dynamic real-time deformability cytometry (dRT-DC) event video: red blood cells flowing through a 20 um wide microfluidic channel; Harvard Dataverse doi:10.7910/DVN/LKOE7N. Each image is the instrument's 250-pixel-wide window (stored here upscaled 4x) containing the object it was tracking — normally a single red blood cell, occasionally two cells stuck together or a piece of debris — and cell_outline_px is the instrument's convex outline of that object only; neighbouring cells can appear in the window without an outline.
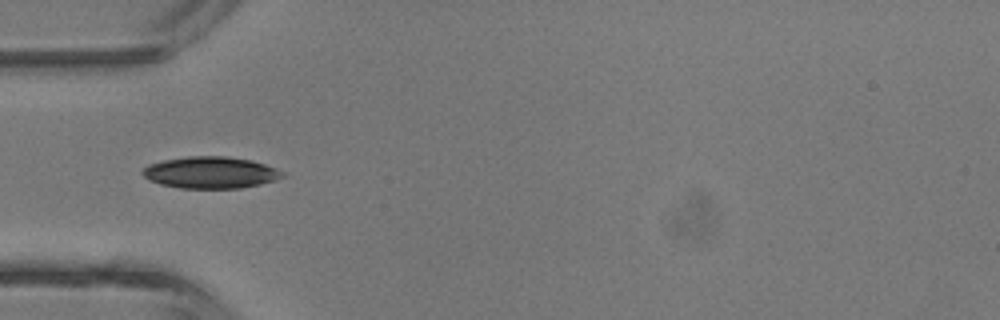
{"species": "common noctule bat (a hibernating species)", "species_latin": "Nyctalus noctula", "temperature_condition": "room temperature", "stored_images_in_passage": 32, "camera_frame_rate_fps": 3000, "um_per_image_px": 0.085, "animal": {"sex": "male", "body_mass_g": 13.3}, "frame": {"image": 1, "passage_image": 14, "time_ms": 4.333, "image_size_px": [1000, 320], "cell_outline_px": [[284, 176], [260, 184], [240, 188], [180, 188], [160, 184], [144, 176], [140, 172], [148, 164], [164, 160], [188, 156], [224, 156], [252, 160], [276, 168], [284, 172]], "centroid_in_image_um": [17.88, 14.66], "position_along_channel_um": 67.1, "area_um2": 25.66}}
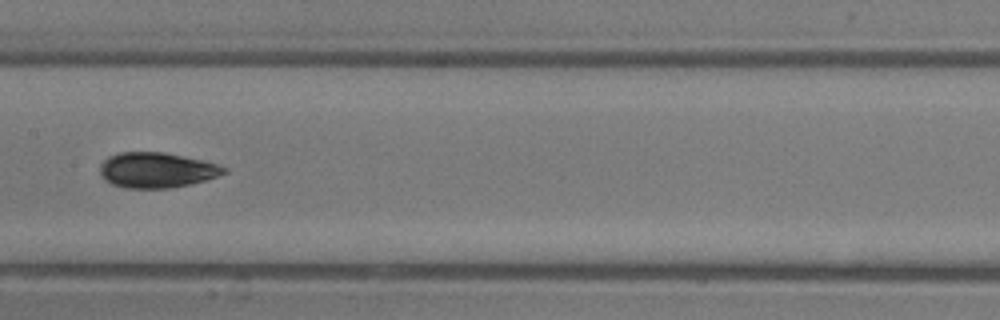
{"frame": {"image": 2, "passage_image": 22, "time_ms": 7.0, "image_size_px": [1000, 320], "cell_outline_px": [[228, 172], [204, 180], [188, 184], [168, 188], [128, 188], [112, 184], [104, 180], [100, 172], [100, 164], [108, 156], [120, 152], [164, 152], [204, 160], [228, 168]], "centroid_in_image_um": [13.3, 14.45], "position_along_channel_um": 194.1, "area_um2": 25.43}}
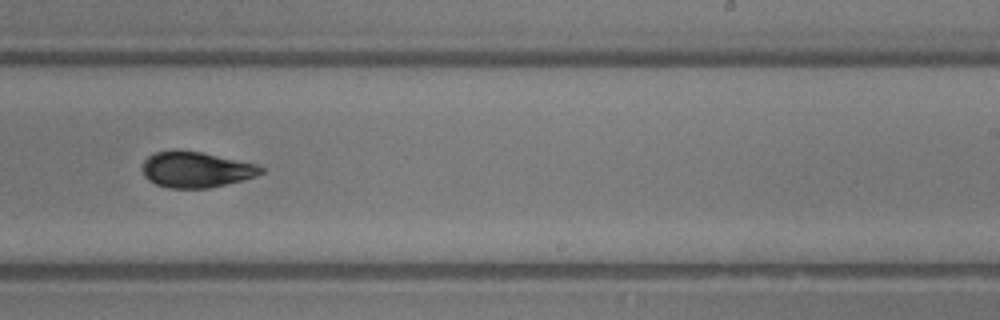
{"frame": {"image": 3, "passage_image": 27, "time_ms": 8.667, "image_size_px": [1000, 320], "cell_outline_px": [[264, 172], [256, 176], [208, 188], [168, 188], [156, 184], [148, 180], [144, 176], [144, 160], [148, 156], [156, 152], [172, 148], [176, 148], [200, 152], [256, 164], [264, 168]], "centroid_in_image_um": [16.63, 14.4], "position_along_channel_um": 272.4, "area_um2": 24.68}}